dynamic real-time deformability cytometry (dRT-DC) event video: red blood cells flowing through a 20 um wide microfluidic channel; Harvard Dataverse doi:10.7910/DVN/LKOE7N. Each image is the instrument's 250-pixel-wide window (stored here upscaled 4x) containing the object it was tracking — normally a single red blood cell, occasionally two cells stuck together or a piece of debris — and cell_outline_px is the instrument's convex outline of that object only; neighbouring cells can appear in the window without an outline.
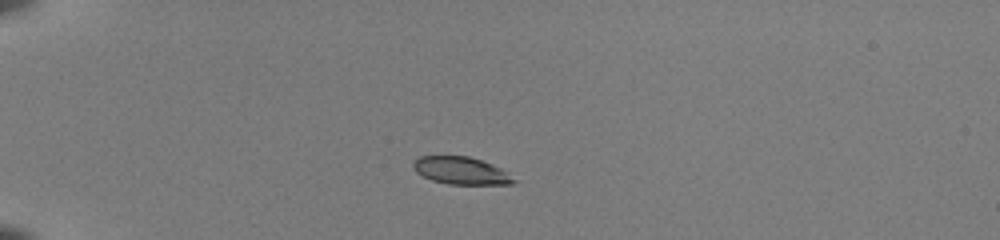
{"species": "common noctule bat (a hibernating species)", "species_latin": "Nyctalus noctula", "temperature_condition": "room temperature", "stored_images_in_passage": 38, "camera_frame_rate_fps": 3000, "um_per_image_px": 0.085, "animal": {"sex": "female", "body_mass_g": 22.0, "forearm_length_mm": 56.7}, "frame": {"image": 1, "passage_image": 1, "time_ms": 0.0, "image_size_px": [1000, 240], "cell_outline_px": [[516, 180], [512, 184], [448, 184], [432, 180], [416, 172], [412, 168], [412, 164], [420, 156], [468, 156], [492, 164], [500, 168]], "centroid_in_image_um": [39.16, 14.5], "position_along_channel_um": 45.8, "area_um2": 15.84}}
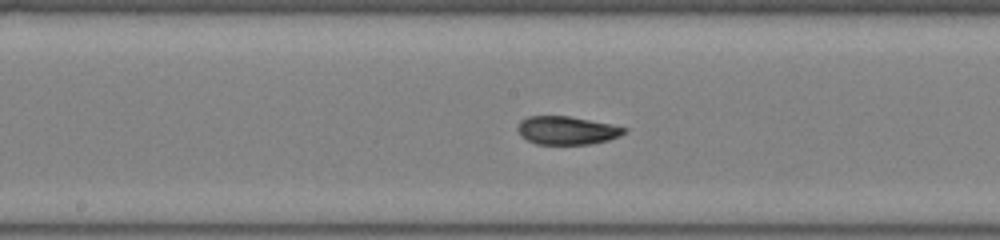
{"frame": {"image": 2, "passage_image": 16, "time_ms": 5.0, "image_size_px": [1000, 240], "cell_outline_px": [[628, 132], [620, 136], [608, 140], [588, 144], [536, 144], [520, 136], [516, 128], [520, 120], [528, 116], [568, 116], [612, 124], [628, 128]], "centroid_in_image_um": [48.18, 11.08], "position_along_channel_um": 200.0, "area_um2": 17.69}}
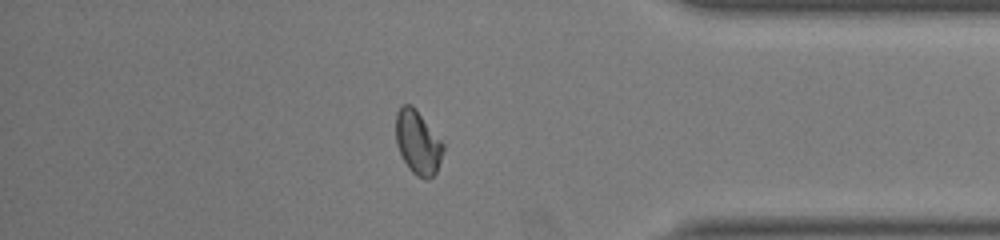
{"frame": {"image": 3, "passage_image": 32, "time_ms": 10.333, "image_size_px": [1000, 240], "cell_outline_px": [[444, 148], [436, 172], [428, 180], [416, 176], [408, 168], [396, 144], [396, 112], [400, 104], [412, 104], [444, 144]], "centroid_in_image_um": [35.49, 12.09], "position_along_channel_um": 399.7, "area_um2": 17.51}, "authors_computed_cell_mechanics": {"area_um2": 17.5423, "velocity_mm_per_s": 4.0042, "shape_relaxation_time_tau1_ms": 5.1932, "shape_relaxation_time_tau2_ms": 1.0255, "deformation_change_tau1": 0.1867, "deformation_change_tau2": 0.0609}}